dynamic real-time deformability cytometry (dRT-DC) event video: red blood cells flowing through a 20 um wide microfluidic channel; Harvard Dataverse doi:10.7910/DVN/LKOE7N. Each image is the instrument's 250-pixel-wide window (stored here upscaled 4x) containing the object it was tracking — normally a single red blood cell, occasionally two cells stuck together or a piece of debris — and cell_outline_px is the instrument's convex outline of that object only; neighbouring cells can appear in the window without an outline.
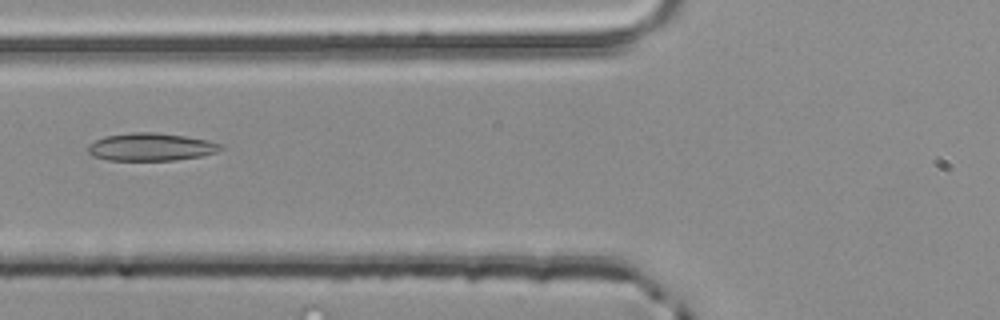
{"species": "common noctule bat (a hibernating species)", "species_latin": "Nyctalus noctula", "temperature_condition": "room temperature", "stored_images_in_passage": 3, "camera_frame_rate_fps": 3000, "um_per_image_px": 0.085, "animal": {"sex": "male", "body_mass_g": 20.4}, "frame": {"image": 1, "passage_image": 3, "time_ms": 0.667, "image_size_px": [1000, 320], "cell_outline_px": [[224, 148], [216, 152], [200, 156], [176, 160], [108, 160], [92, 156], [88, 152], [88, 144], [104, 136], [132, 132], [156, 132], [184, 136], [208, 140], [220, 144]], "centroid_in_image_um": [12.8, 12.49], "position_along_channel_um": 113.0, "area_um2": 21.44}}